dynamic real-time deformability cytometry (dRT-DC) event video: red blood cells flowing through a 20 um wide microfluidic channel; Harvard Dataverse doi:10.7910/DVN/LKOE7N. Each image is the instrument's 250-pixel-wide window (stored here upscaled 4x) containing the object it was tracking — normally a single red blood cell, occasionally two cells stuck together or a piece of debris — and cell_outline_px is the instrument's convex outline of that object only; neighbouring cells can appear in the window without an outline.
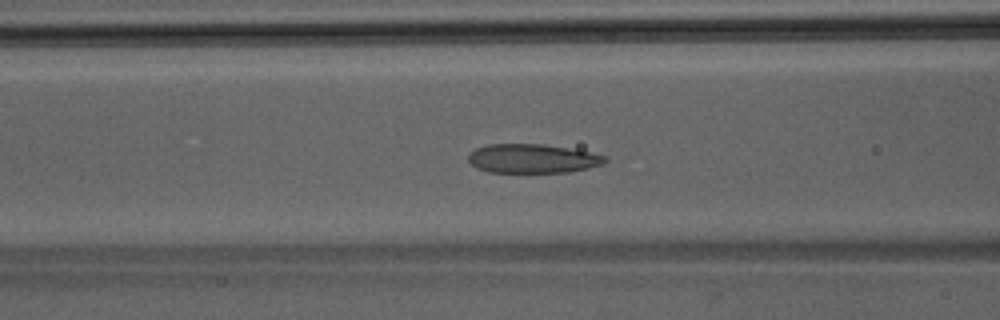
{"species": "Egyptian fruit bat (a non-hibernating species)", "species_latin": "Rousettus aegyptiacus", "temperature_condition": "room temperature", "stored_images_in_passage": 46, "camera_frame_rate_fps": 3000, "um_per_image_px": 0.085, "animal": {"sex": "male"}, "frame": {"image": 1, "passage_image": 18, "time_ms": 5.667, "image_size_px": [1000, 320], "cell_outline_px": [[608, 160], [604, 164], [588, 168], [568, 172], [488, 172], [476, 168], [468, 160], [468, 156], [476, 148], [488, 144], [544, 144], [568, 148], [608, 156]], "centroid_in_image_um": [45.28, 13.48], "position_along_channel_um": 121.3, "area_um2": 23.12}}
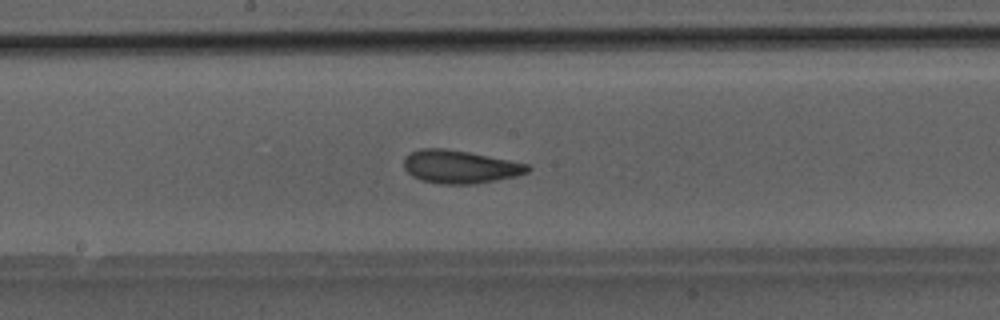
{"frame": {"image": 2, "passage_image": 24, "time_ms": 7.667, "image_size_px": [1000, 320], "cell_outline_px": [[532, 168], [528, 172], [516, 176], [476, 184], [440, 184], [420, 180], [412, 176], [404, 168], [404, 156], [420, 148], [444, 148], [468, 152], [528, 164]], "centroid_in_image_um": [39.07, 14.18], "position_along_channel_um": 209.1, "area_um2": 23.87}}
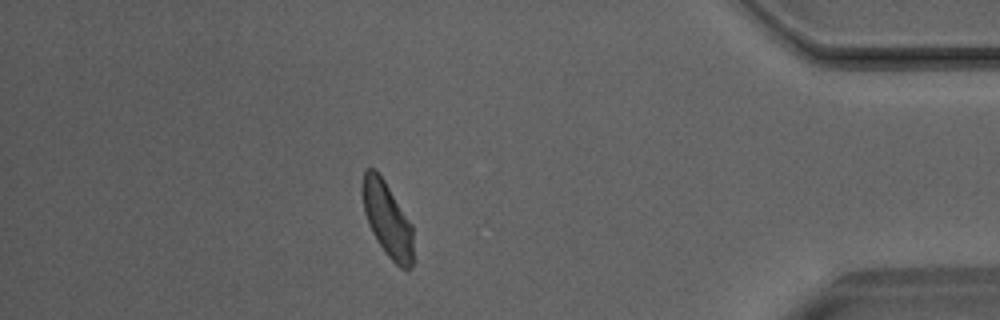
{"frame": {"image": 3, "passage_image": 40, "time_ms": 13.0, "image_size_px": [1000, 320], "cell_outline_px": [[412, 264], [408, 272], [400, 268], [384, 252], [376, 240], [368, 224], [364, 212], [360, 188], [364, 168], [376, 168], [384, 180], [412, 224]], "centroid_in_image_um": [32.88, 18.61], "position_along_channel_um": 402.3, "area_um2": 22.48}}